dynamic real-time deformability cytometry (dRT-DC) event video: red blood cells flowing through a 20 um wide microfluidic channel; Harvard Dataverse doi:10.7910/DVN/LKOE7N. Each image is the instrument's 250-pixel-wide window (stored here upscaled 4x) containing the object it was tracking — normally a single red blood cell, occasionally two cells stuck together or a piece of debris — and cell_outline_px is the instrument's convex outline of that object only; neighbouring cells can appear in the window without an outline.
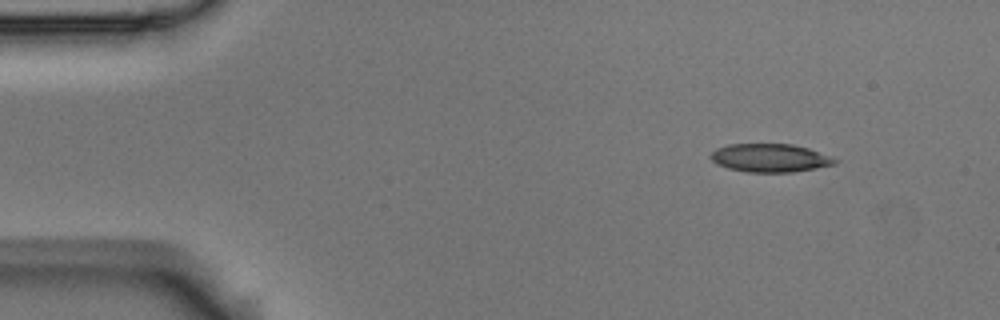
{"species": "Egyptian fruit bat (a non-hibernating species)", "species_latin": "Rousettus aegyptiacus", "temperature_condition": "room temperature", "stored_images_in_passage": 4, "segment_of_instrument_passage": [1, 2], "camera_frame_rate_fps": 3000, "um_per_image_px": 0.085, "animal": {"sex": "male"}, "frame": {"image": 1, "passage_image": 1, "time_ms": 0.0, "image_size_px": [1000, 320], "cell_outline_px": [[840, 160], [836, 164], [816, 168], [792, 172], [748, 172], [728, 168], [716, 164], [708, 156], [716, 148], [728, 144], [792, 144], [808, 148], [832, 156]], "centroid_in_image_um": [65.46, 13.42], "position_along_channel_um": 19.5, "area_um2": 20.63}}